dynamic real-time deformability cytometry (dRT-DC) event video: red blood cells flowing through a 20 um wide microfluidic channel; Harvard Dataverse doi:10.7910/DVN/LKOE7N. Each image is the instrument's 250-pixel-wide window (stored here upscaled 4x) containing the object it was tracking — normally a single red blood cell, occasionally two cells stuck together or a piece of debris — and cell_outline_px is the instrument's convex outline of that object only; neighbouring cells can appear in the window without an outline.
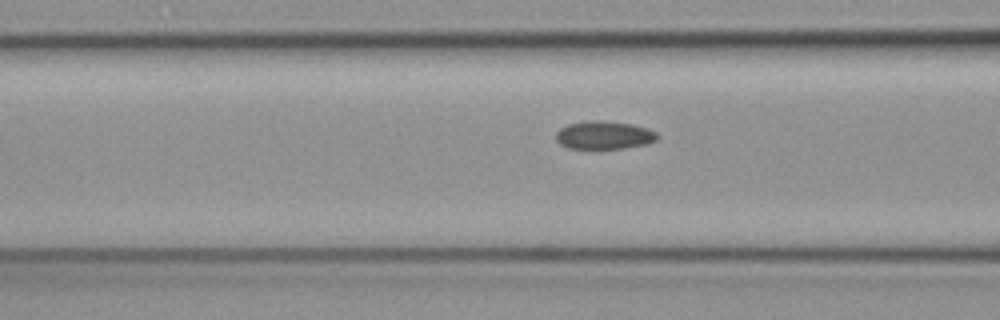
{"species": "common noctule bat (a hibernating species)", "species_latin": "Nyctalus noctula", "temperature_condition": "cold", "stored_images_in_passage": 7, "camera_frame_rate_fps": 3000, "um_per_image_px": 0.085, "animal": {"sex": "female", "body_mass_g": 19.3, "forearm_length_mm": 54.1}, "frame": {"image": 1, "passage_image": 5, "time_ms": 1.333, "image_size_px": [1000, 320], "cell_outline_px": [[660, 136], [656, 140], [648, 144], [624, 148], [568, 148], [560, 144], [556, 140], [556, 132], [560, 128], [568, 124], [588, 120], [600, 120], [632, 124], [656, 132]], "centroid_in_image_um": [51.34, 11.48], "position_along_channel_um": 115.3, "area_um2": 16.59}}